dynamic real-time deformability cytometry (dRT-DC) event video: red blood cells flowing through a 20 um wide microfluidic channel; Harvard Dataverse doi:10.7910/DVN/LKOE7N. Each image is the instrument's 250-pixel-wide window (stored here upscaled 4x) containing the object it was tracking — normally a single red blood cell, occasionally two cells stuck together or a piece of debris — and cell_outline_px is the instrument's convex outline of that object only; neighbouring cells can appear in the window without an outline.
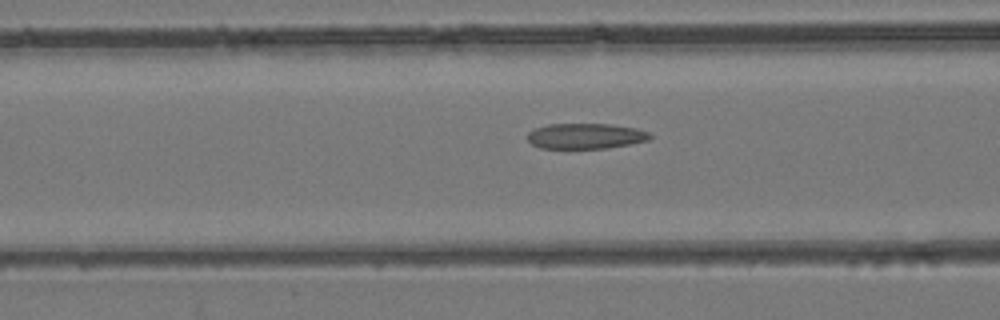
{"species": "common noctule bat (a hibernating species)", "species_latin": "Nyctalus noctula", "temperature_condition": "room temperature", "stored_images_in_passage": 32, "camera_frame_rate_fps": 3000, "um_per_image_px": 0.085, "animal": {"sex": "female", "body_mass_g": 24.6, "forearm_length_mm": 56.2}, "frame": {"image": 1, "passage_image": 7, "time_ms": 2.0, "image_size_px": [1000, 320], "cell_outline_px": [[652, 136], [648, 140], [628, 144], [604, 148], [540, 148], [532, 144], [528, 140], [528, 132], [536, 128], [548, 124], [608, 124], [636, 128], [648, 132]], "centroid_in_image_um": [49.75, 11.56], "position_along_channel_um": 116.8, "area_um2": 17.98}}
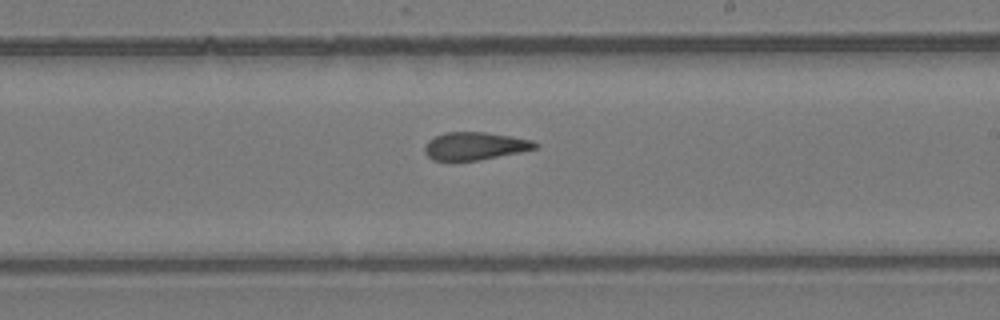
{"frame": {"image": 2, "passage_image": 16, "time_ms": 5.0, "image_size_px": [1000, 320], "cell_outline_px": [[540, 144], [536, 148], [520, 152], [480, 160], [432, 160], [424, 152], [424, 148], [428, 140], [444, 132], [484, 132], [532, 140]], "centroid_in_image_um": [40.35, 12.41], "position_along_channel_um": 248.6, "area_um2": 17.74}}
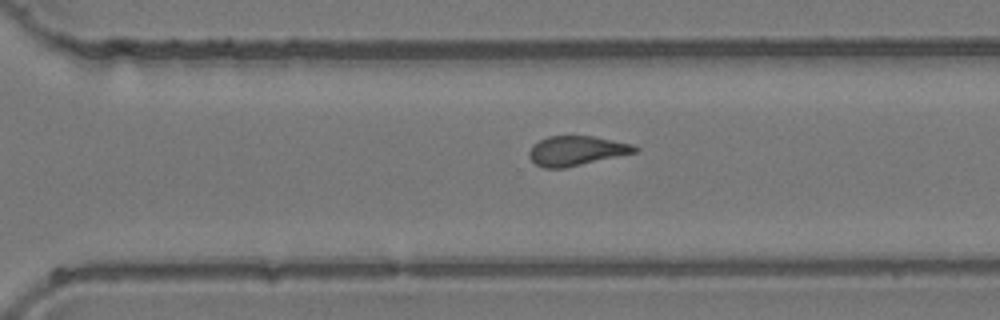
{"frame": {"image": 3, "passage_image": 21, "time_ms": 6.667, "image_size_px": [1000, 320], "cell_outline_px": [[640, 148], [636, 152], [564, 168], [544, 168], [536, 164], [528, 156], [528, 152], [532, 144], [548, 136], [592, 136], [632, 144]], "centroid_in_image_um": [48.96, 12.81], "position_along_channel_um": 321.6, "area_um2": 18.09}}